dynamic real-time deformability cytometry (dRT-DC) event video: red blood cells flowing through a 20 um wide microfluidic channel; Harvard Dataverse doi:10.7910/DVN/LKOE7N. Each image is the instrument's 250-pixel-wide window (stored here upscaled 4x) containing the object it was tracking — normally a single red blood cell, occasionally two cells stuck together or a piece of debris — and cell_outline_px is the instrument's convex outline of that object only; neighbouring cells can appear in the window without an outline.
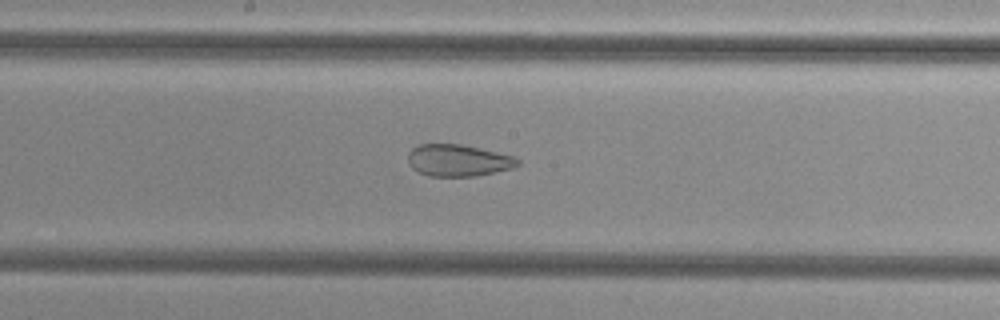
{"species": "common noctule bat (a hibernating species)", "species_latin": "Nyctalus noctula", "temperature_condition": "cold", "stored_images_in_passage": 51, "camera_frame_rate_fps": 3000, "um_per_image_px": 0.085, "animal": {"sex": "female", "body_mass_g": 29.2, "forearm_length_mm": 56.3}, "frame": {"image": 1, "passage_image": 29, "time_ms": 9.333, "image_size_px": [1000, 320], "cell_outline_px": [[520, 164], [512, 168], [476, 176], [428, 176], [412, 168], [408, 164], [408, 152], [412, 148], [420, 144], [460, 144], [496, 152], [512, 156], [520, 160]], "centroid_in_image_um": [38.91, 13.63], "position_along_channel_um": 209.3, "area_um2": 20.23}}
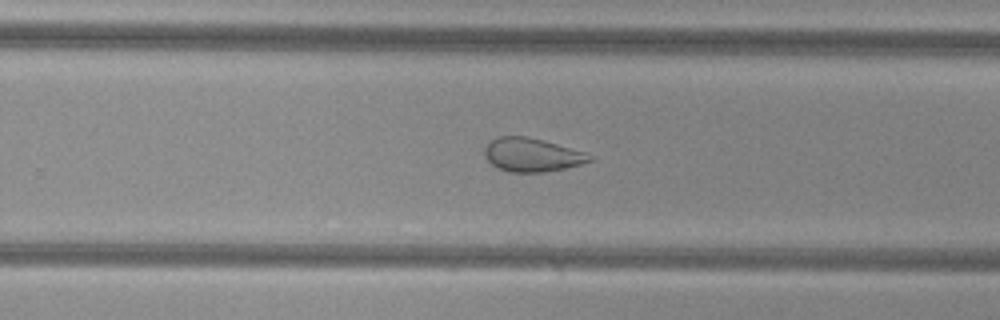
{"frame": {"image": 2, "passage_image": 35, "time_ms": 11.333, "image_size_px": [1000, 320], "cell_outline_px": [[592, 160], [580, 164], [564, 168], [544, 172], [508, 172], [492, 164], [484, 156], [484, 148], [496, 136], [524, 136], [556, 144], [584, 152], [592, 156]], "centroid_in_image_um": [45.17, 13.16], "position_along_channel_um": 284.6, "area_um2": 20.17}}
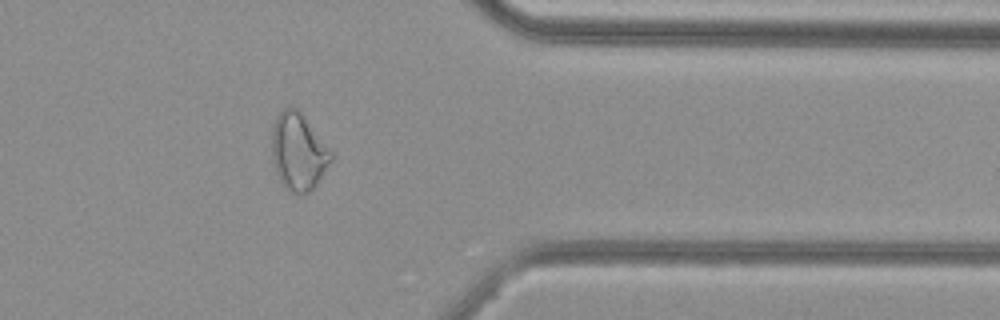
{"frame": {"image": 3, "passage_image": 44, "time_ms": 14.333, "image_size_px": [1000, 320], "cell_outline_px": [[332, 160], [316, 184], [308, 192], [300, 196], [284, 188], [276, 172], [272, 160], [272, 124], [276, 116], [284, 108], [296, 108], [300, 112], [332, 152]], "centroid_in_image_um": [25.33, 12.92], "position_along_channel_um": 386.1, "area_um2": 26.36}}